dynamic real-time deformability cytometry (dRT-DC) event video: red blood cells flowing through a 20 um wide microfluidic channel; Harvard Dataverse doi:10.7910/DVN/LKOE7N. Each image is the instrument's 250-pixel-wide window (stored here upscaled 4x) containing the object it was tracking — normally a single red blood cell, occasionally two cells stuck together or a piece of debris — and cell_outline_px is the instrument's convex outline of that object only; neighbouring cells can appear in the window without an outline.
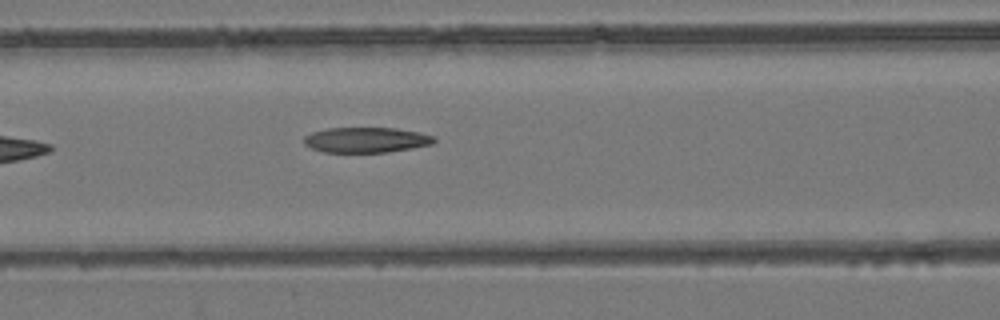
{"species": "common noctule bat (a hibernating species)", "species_latin": "Nyctalus noctula", "temperature_condition": "room temperature", "stored_images_in_passage": 3, "camera_frame_rate_fps": 3000, "um_per_image_px": 0.085, "animal": {"sex": "female", "body_mass_g": 24.6, "forearm_length_mm": 56.2}, "frame": {"image": 1, "passage_image": 3, "time_ms": 2.333, "image_size_px": [1000, 320], "cell_outline_px": [[436, 140], [432, 144], [412, 148], [388, 152], [324, 152], [312, 148], [304, 144], [304, 136], [312, 132], [328, 128], [396, 128], [420, 132], [436, 136]], "centroid_in_image_um": [31.15, 11.89], "position_along_channel_um": 135.4, "area_um2": 19.25}}